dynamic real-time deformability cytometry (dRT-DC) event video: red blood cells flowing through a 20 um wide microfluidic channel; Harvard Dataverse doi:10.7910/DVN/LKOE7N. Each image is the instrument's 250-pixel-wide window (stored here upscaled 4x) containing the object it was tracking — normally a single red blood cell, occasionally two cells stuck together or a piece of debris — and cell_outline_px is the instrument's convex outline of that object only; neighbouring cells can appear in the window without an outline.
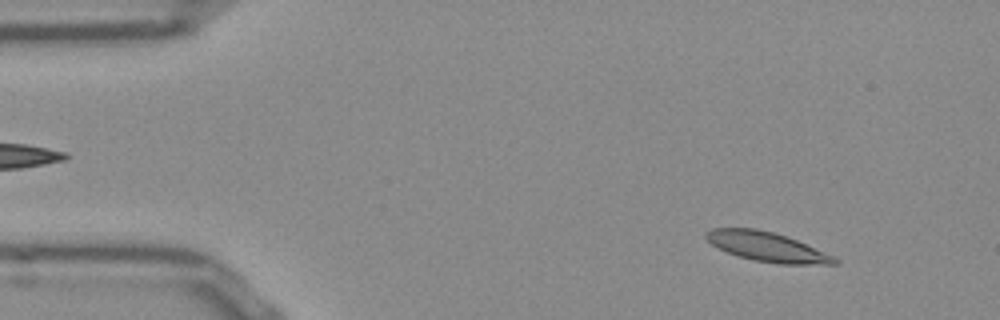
{"species": "Egyptian fruit bat (a non-hibernating species)", "species_latin": "Rousettus aegyptiacus", "temperature_condition": "room temperature", "stored_images_in_passage": 53, "segment_of_instrument_passage": [1, 2], "camera_frame_rate_fps": 3000, "um_per_image_px": 0.085, "frame": {"image": 1, "passage_image": 5, "time_ms": 1.333, "image_size_px": [1000, 320], "cell_outline_px": [[840, 264], [780, 264], [752, 260], [716, 248], [704, 236], [704, 232], [712, 228], [756, 228], [772, 232], [796, 240], [832, 256], [840, 260]], "centroid_in_image_um": [65.15, 20.98], "position_along_channel_um": 19.9, "area_um2": 21.79}}
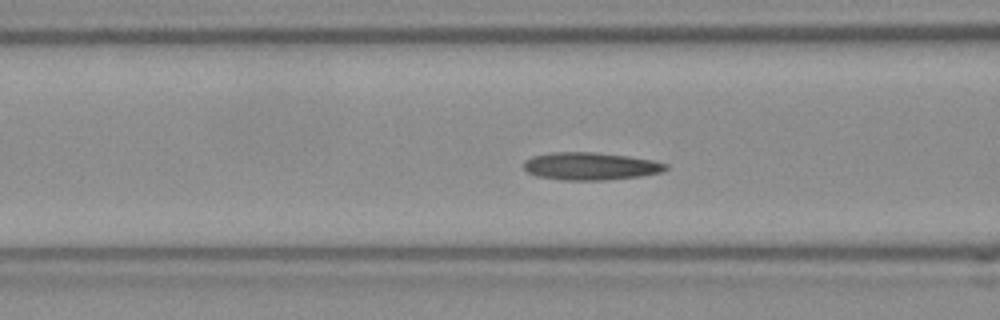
{"frame": {"image": 2, "passage_image": 19, "time_ms": 6.0, "image_size_px": [1000, 320], "cell_outline_px": [[668, 168], [660, 172], [640, 176], [600, 180], [564, 180], [536, 176], [528, 172], [524, 168], [524, 160], [532, 156], [552, 152], [592, 152], [628, 156], [652, 160], [668, 164]], "centroid_in_image_um": [50.16, 14.12], "position_along_channel_um": 116.4, "area_um2": 22.72}}
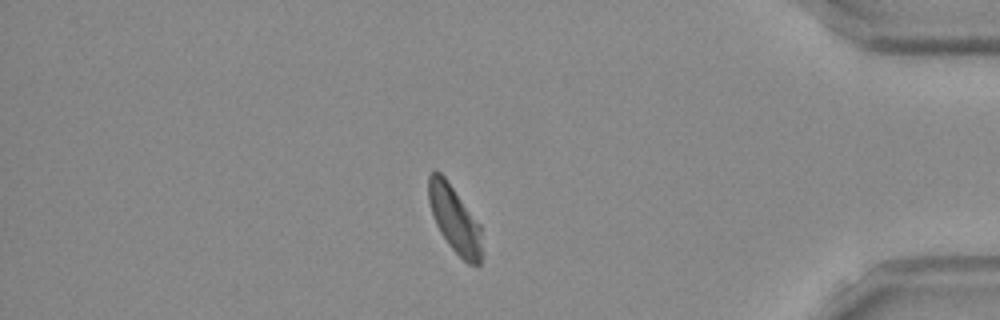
{"frame": {"image": 3, "passage_image": 44, "time_ms": 14.333, "image_size_px": [1000, 320], "cell_outline_px": [[484, 256], [480, 264], [468, 264], [448, 244], [440, 232], [436, 224], [428, 200], [428, 176], [432, 172], [440, 172], [444, 176], [480, 224]], "centroid_in_image_um": [38.67, 18.68], "position_along_channel_um": 396.5, "area_um2": 20.75}}